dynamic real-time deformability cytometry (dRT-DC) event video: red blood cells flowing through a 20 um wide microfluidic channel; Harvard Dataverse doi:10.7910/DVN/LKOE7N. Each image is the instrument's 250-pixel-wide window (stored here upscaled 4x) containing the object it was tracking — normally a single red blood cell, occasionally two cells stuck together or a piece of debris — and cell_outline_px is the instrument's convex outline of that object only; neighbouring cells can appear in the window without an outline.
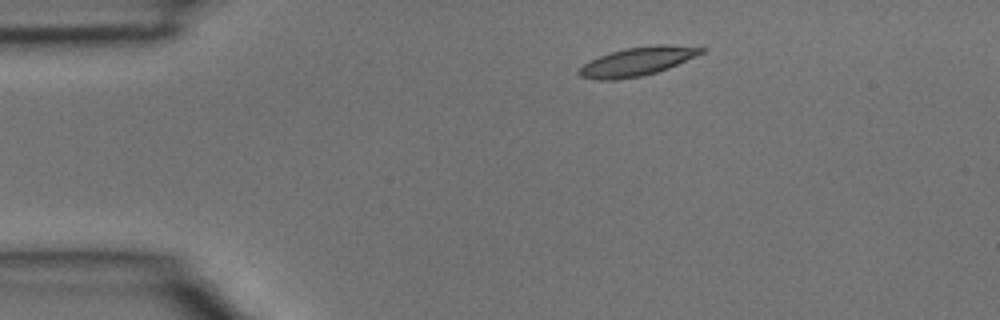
{"species": "common noctule bat (a hibernating species)", "species_latin": "Nyctalus noctula", "temperature_condition": "room temperature", "stored_images_in_passage": 2, "camera_frame_rate_fps": 3000, "um_per_image_px": 0.085, "animal": {"sex": "male", "body_mass_g": 15.6}, "frame": {"image": 1, "passage_image": 1, "time_ms": 0.0, "image_size_px": [1000, 320], "cell_outline_px": [[708, 48], [704, 52], [696, 56], [668, 68], [656, 72], [640, 76], [612, 80], [592, 80], [580, 76], [576, 72], [584, 64], [600, 56], [612, 52], [628, 48], [656, 44], [668, 44]], "centroid_in_image_um": [54.18, 5.22], "position_along_channel_um": 30.8, "area_um2": 20.23}}